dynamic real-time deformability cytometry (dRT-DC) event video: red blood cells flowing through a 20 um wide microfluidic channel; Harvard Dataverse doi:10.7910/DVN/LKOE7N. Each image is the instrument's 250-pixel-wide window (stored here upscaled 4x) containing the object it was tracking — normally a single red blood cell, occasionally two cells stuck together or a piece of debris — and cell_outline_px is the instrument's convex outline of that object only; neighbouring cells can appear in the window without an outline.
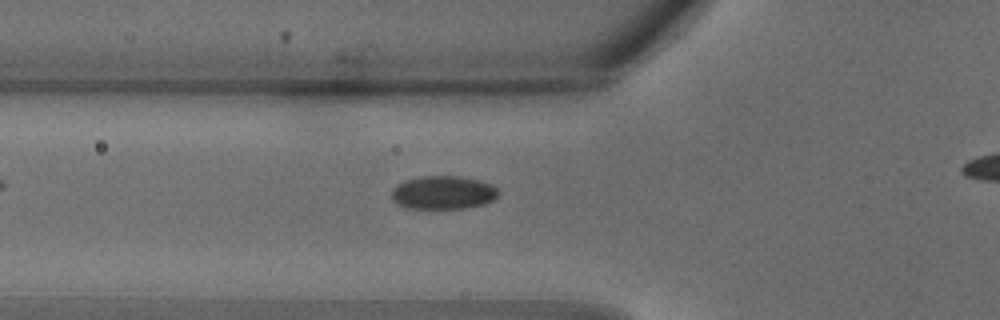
{"species": "common noctule bat (a hibernating species)", "species_latin": "Nyctalus noctula", "temperature_condition": "warm", "stored_images_in_passage": 30, "camera_frame_rate_fps": 3000, "um_per_image_px": 0.085, "animal": {"sex": "male", "body_mass_g": 18.8}, "frame": {"image": 1, "passage_image": 12, "time_ms": 3.667, "image_size_px": [1000, 320], "cell_outline_px": [[500, 192], [492, 200], [484, 204], [468, 208], [404, 208], [396, 204], [392, 200], [392, 188], [396, 184], [404, 180], [420, 176], [460, 176], [480, 180], [492, 184]], "centroid_in_image_um": [37.64, 16.36], "position_along_channel_um": 88.2, "area_um2": 21.04}}
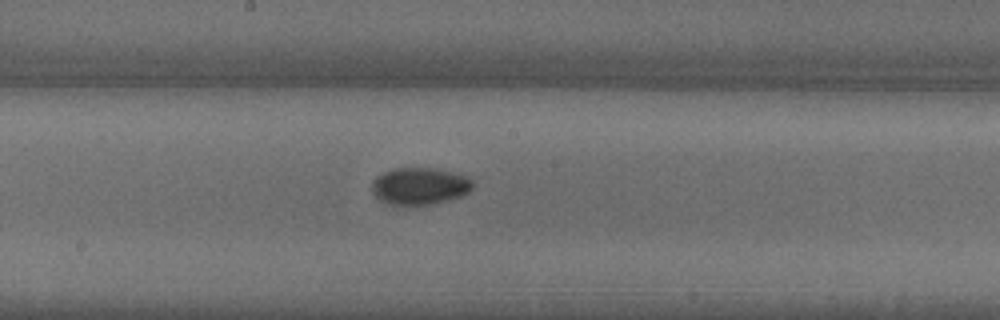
{"frame": {"image": 2, "passage_image": 18, "time_ms": 5.667, "image_size_px": [1000, 320], "cell_outline_px": [[472, 188], [468, 192], [460, 196], [432, 204], [408, 208], [388, 204], [380, 200], [372, 192], [372, 184], [376, 176], [392, 168], [436, 168], [464, 176], [472, 180]], "centroid_in_image_um": [35.61, 15.85], "position_along_channel_um": 212.6, "area_um2": 22.08}}
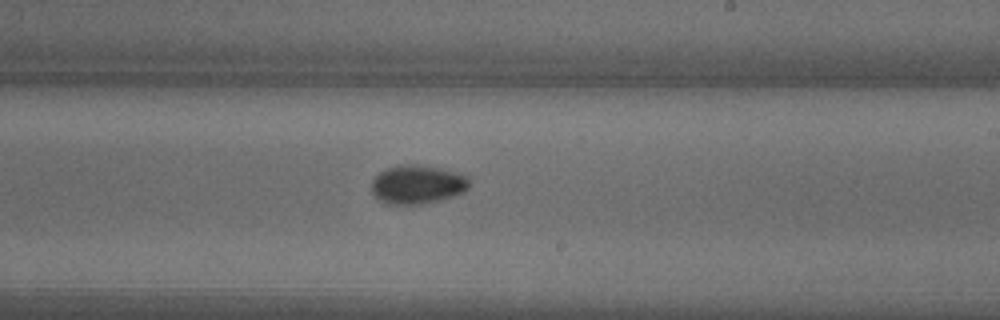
{"frame": {"image": 3, "passage_image": 20, "time_ms": 6.333, "image_size_px": [1000, 320], "cell_outline_px": [[468, 188], [464, 192], [440, 200], [420, 204], [384, 204], [372, 192], [372, 180], [380, 172], [388, 168], [400, 164], [412, 164], [440, 168], [468, 176]], "centroid_in_image_um": [35.46, 15.68], "position_along_channel_um": 253.5, "area_um2": 21.91}}